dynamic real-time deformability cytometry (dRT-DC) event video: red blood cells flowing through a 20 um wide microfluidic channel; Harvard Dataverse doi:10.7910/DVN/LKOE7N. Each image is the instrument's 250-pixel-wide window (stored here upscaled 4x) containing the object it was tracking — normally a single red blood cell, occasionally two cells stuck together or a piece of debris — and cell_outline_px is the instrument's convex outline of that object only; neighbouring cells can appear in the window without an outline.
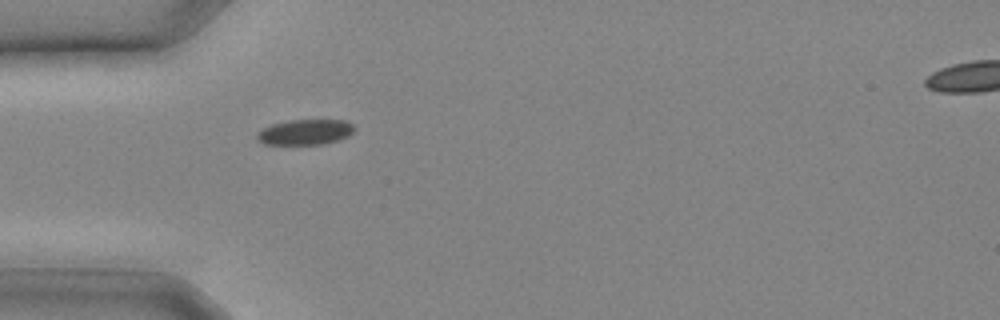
{"species": "common noctule bat (a hibernating species)", "species_latin": "Nyctalus noctula", "temperature_condition": "cold", "stored_images_in_passage": 11, "camera_frame_rate_fps": 3000, "um_per_image_px": 0.085, "animal": {"sex": "male", "body_mass_g": 20.4}, "frame": {"image": 1, "passage_image": 1, "time_ms": 0.0, "image_size_px": [1000, 320], "cell_outline_px": [[356, 128], [348, 136], [340, 140], [324, 144], [264, 144], [256, 140], [256, 132], [272, 124], [288, 120], [344, 120], [352, 124]], "centroid_in_image_um": [25.93, 11.23], "position_along_channel_um": 59.1, "area_um2": 14.51}}
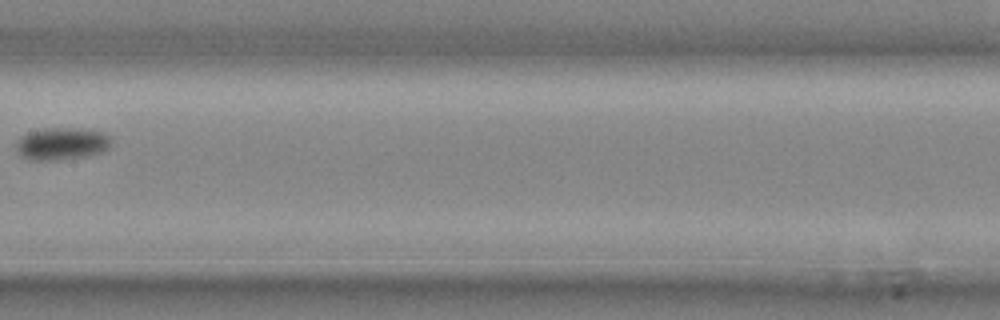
{"frame": {"image": 2, "passage_image": 7, "time_ms": 2.0, "image_size_px": [1000, 320], "cell_outline_px": [[112, 144], [108, 148], [100, 152], [88, 156], [52, 160], [32, 160], [20, 156], [16, 152], [16, 140], [20, 136], [28, 132], [48, 128], [68, 128], [100, 132], [112, 136]], "centroid_in_image_um": [5.22, 12.22], "position_along_channel_um": 202.2, "area_um2": 17.92}}
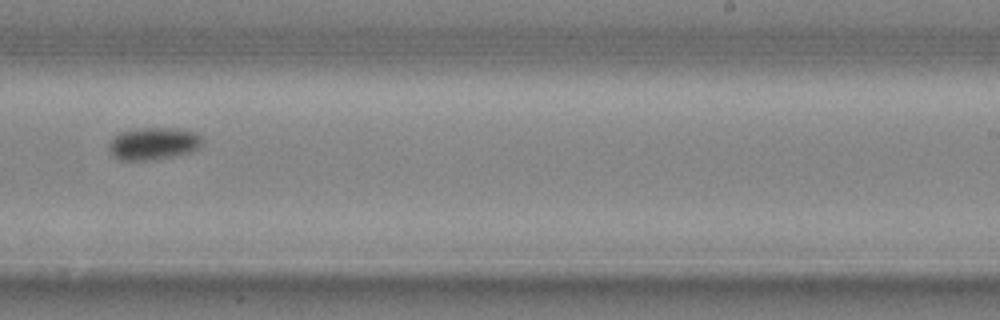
{"frame": {"image": 3, "passage_image": 10, "time_ms": 3.0, "image_size_px": [1000, 320], "cell_outline_px": [[204, 144], [200, 148], [192, 152], [176, 156], [156, 160], [120, 160], [112, 156], [108, 148], [108, 144], [112, 136], [120, 132], [140, 128], [176, 128], [196, 132], [200, 136]], "centroid_in_image_um": [13.05, 12.21], "position_along_channel_um": 276.0, "area_um2": 18.09}}